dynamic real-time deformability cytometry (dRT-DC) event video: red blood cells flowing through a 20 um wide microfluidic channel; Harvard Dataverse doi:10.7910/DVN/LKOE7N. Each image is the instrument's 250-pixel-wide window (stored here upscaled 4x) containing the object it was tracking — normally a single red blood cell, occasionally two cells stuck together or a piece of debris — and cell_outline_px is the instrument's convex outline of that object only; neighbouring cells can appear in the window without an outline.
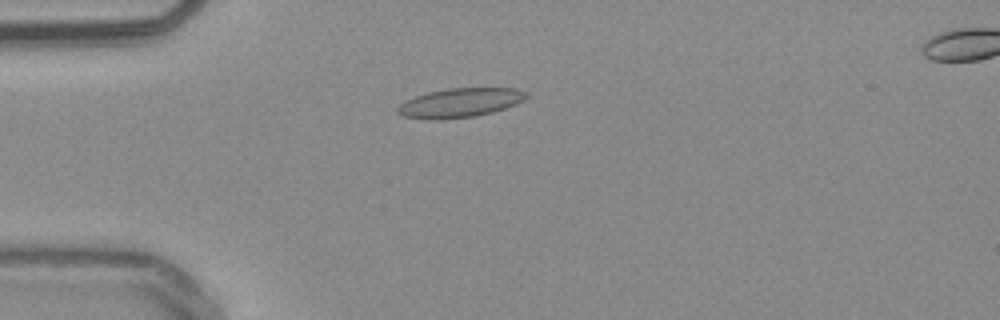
{"species": "common noctule bat (a hibernating species)", "species_latin": "Nyctalus noctula", "temperature_condition": "warm", "stored_images_in_passage": 54, "camera_frame_rate_fps": 3000, "um_per_image_px": 0.085, "animal": {"sex": "male", "body_mass_g": 20.4}, "frame": {"image": 1, "passage_image": 15, "time_ms": 4.667, "image_size_px": [1000, 320], "cell_outline_px": [[528, 96], [524, 100], [516, 104], [492, 112], [476, 116], [440, 120], [432, 120], [404, 116], [396, 112], [396, 108], [404, 100], [428, 92], [448, 88], [516, 88], [528, 92]], "centroid_in_image_um": [39.09, 8.73], "position_along_channel_um": 45.9, "area_um2": 22.02}}
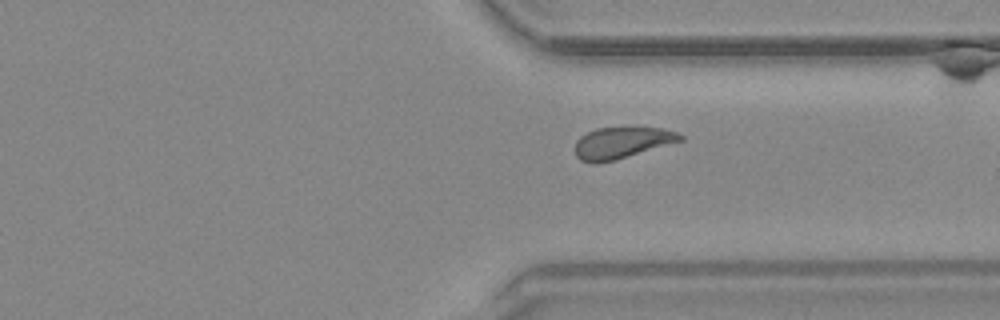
{"frame": {"image": 2, "passage_image": 41, "time_ms": 13.333, "image_size_px": [1000, 320], "cell_outline_px": [[684, 140], [616, 160], [596, 164], [592, 164], [580, 160], [576, 156], [576, 140], [580, 136], [596, 128], [664, 128], [676, 132], [684, 136]], "centroid_in_image_um": [52.85, 12.15], "position_along_channel_um": 358.6, "area_um2": 19.31}}
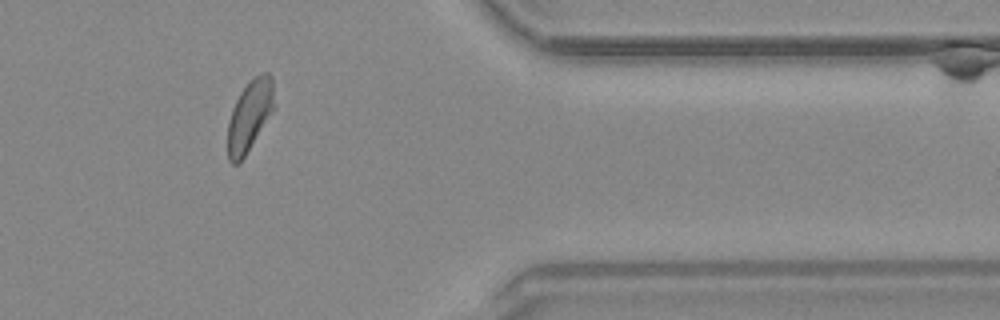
{"frame": {"image": 3, "passage_image": 45, "time_ms": 14.667, "image_size_px": [1000, 320], "cell_outline_px": [[276, 108], [244, 156], [236, 164], [232, 164], [228, 160], [228, 120], [232, 108], [240, 92], [260, 72], [268, 72], [272, 76]], "centroid_in_image_um": [21.25, 9.8], "position_along_channel_um": 390.1, "area_um2": 19.31}, "authors_computed_cell_mechanics": {"area_um2": 20.1433, "velocity_mm_per_s": 3.8135, "shape_relaxation_time_tau1_ms": 3.9278, "shape_relaxation_time_tau2_ms": 1.4784, "deformation_change_tau1": 0.1306, "deformation_change_tau2": 0.0859}}